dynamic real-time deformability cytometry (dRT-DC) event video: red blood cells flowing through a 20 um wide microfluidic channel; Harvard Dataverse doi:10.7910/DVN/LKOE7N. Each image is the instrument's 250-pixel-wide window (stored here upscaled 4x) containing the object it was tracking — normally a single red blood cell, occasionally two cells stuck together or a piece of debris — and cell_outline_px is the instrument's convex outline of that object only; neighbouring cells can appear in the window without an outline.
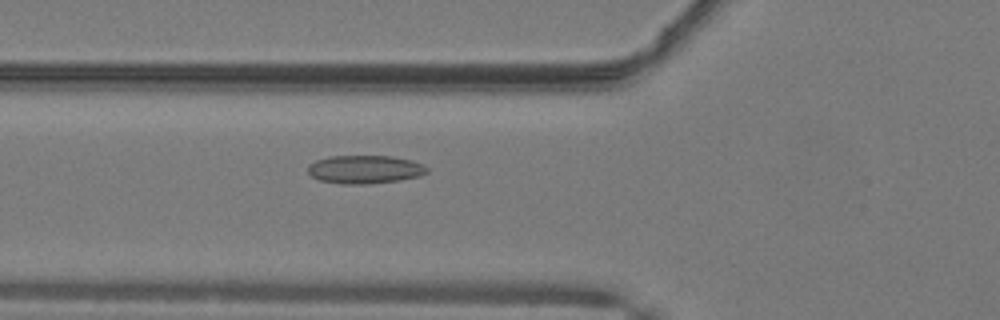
{"species": "common noctule bat (a hibernating species)", "species_latin": "Nyctalus noctula", "temperature_condition": "warm", "stored_images_in_passage": 52, "camera_frame_rate_fps": 3000, "um_per_image_px": 0.085, "animal": {"sex": "male", "body_mass_g": 19.2, "forearm_length_mm": 51.8}, "frame": {"image": 1, "passage_image": 20, "time_ms": 6.333, "image_size_px": [1000, 320], "cell_outline_px": [[428, 172], [420, 176], [400, 180], [368, 184], [340, 184], [320, 180], [312, 176], [308, 172], [308, 164], [316, 160], [328, 156], [392, 156], [412, 160], [424, 164], [428, 168]], "centroid_in_image_um": [31.03, 14.4], "position_along_channel_um": 94.8, "area_um2": 19.83}}
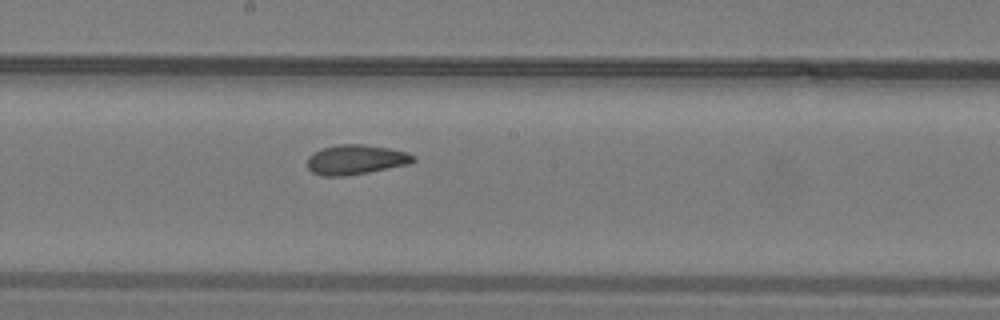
{"frame": {"image": 2, "passage_image": 29, "time_ms": 9.333, "image_size_px": [1000, 320], "cell_outline_px": [[416, 160], [408, 164], [368, 172], [344, 176], [324, 176], [312, 172], [308, 168], [308, 156], [324, 148], [340, 144], [364, 144], [388, 148], [408, 152], [416, 156]], "centroid_in_image_um": [30.27, 13.57], "position_along_channel_um": 217.9, "area_um2": 18.21}}
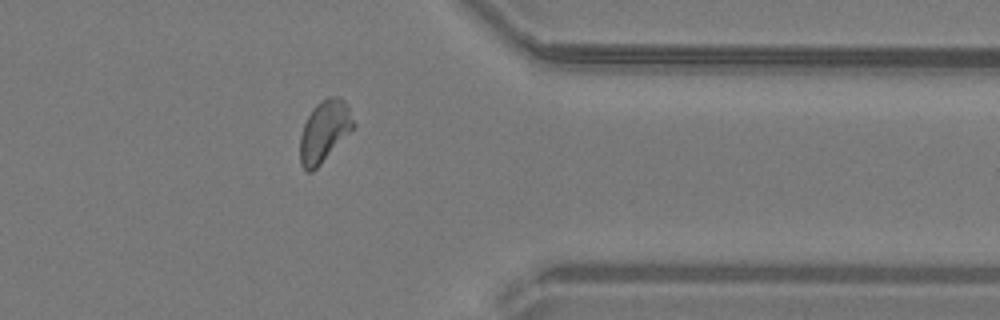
{"frame": {"image": 3, "passage_image": 42, "time_ms": 13.667, "image_size_px": [1000, 320], "cell_outline_px": [[356, 124], [320, 164], [312, 172], [308, 172], [300, 164], [300, 136], [304, 124], [312, 108], [320, 100], [328, 96], [340, 96], [348, 104]], "centroid_in_image_um": [27.57, 11.1], "position_along_channel_um": 383.8, "area_um2": 19.02}, "authors_computed_cell_mechanics": {"area_um2": 18.9873, "velocity_mm_per_s": 4.0811, "shape_relaxation_time_tau1_ms": 9.0349, "shape_relaxation_time_tau2_ms": 2.1136, "deformation_change_tau1": 0.1771, "deformation_change_tau2": 0.0806}}